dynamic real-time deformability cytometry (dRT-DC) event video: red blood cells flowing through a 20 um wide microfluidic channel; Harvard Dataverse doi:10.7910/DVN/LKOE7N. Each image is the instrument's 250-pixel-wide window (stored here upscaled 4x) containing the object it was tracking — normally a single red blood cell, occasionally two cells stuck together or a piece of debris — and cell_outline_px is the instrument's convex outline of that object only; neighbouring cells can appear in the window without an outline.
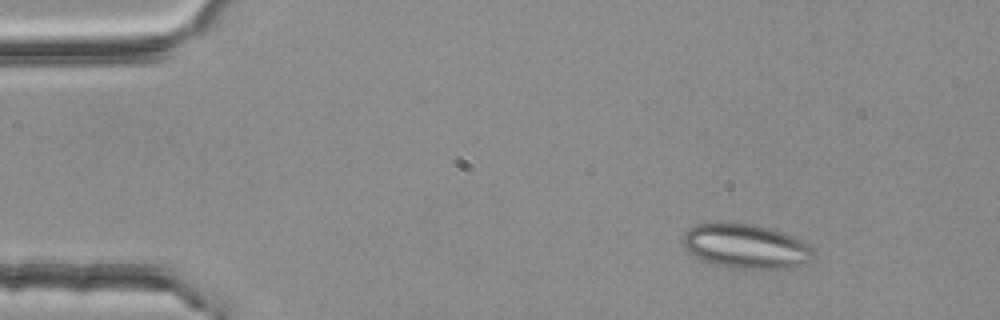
{"species": "common noctule bat (a hibernating species)", "species_latin": "Nyctalus noctula", "temperature_condition": "room temperature", "stored_images_in_passage": 47, "camera_frame_rate_fps": 3000, "um_per_image_px": 0.085, "animal": {"sex": "female", "body_mass_g": 25.1}, "frame": {"image": 1, "passage_image": 1, "time_ms": 0.0, "image_size_px": [1000, 320], "cell_outline_px": [[812, 260], [804, 264], [792, 268], [732, 268], [704, 260], [696, 256], [680, 240], [684, 232], [696, 224], [720, 220], [728, 220], [756, 224], [772, 228], [784, 232], [808, 244], [812, 252]], "centroid_in_image_um": [63.38, 20.87], "position_along_channel_um": 21.6, "area_um2": 34.16}}
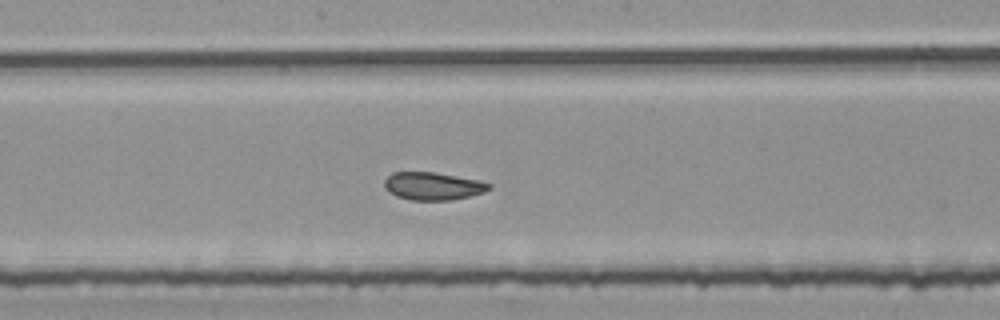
{"frame": {"image": 2, "passage_image": 23, "time_ms": 7.333, "image_size_px": [1000, 320], "cell_outline_px": [[492, 188], [484, 192], [468, 196], [448, 200], [408, 200], [396, 196], [388, 192], [384, 188], [384, 180], [392, 172], [432, 172], [456, 176], [476, 180], [492, 184]], "centroid_in_image_um": [36.75, 15.82], "position_along_channel_um": 211.5, "area_um2": 16.88}}
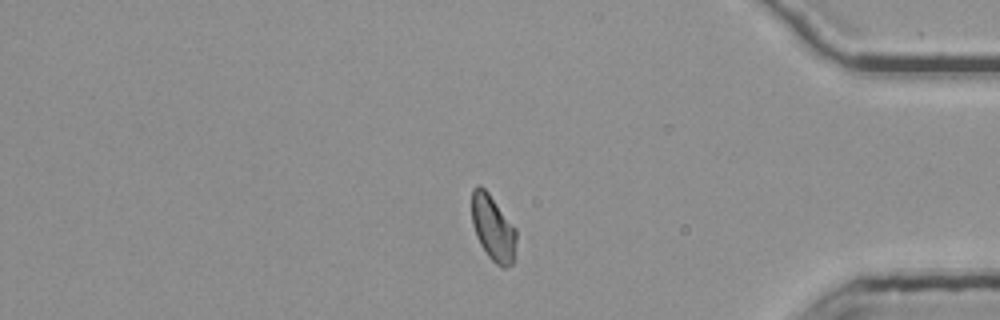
{"frame": {"image": 3, "passage_image": 40, "time_ms": 13.0, "image_size_px": [1000, 320], "cell_outline_px": [[516, 240], [512, 264], [504, 268], [496, 264], [488, 256], [480, 244], [476, 236], [472, 224], [472, 188], [476, 184], [480, 184], [488, 192], [516, 228]], "centroid_in_image_um": [41.89, 19.36], "position_along_channel_um": 393.3, "area_um2": 17.05}, "authors_computed_cell_mechanics": {"area_um2": 17.2244, "velocity_mm_per_s": 3.7512, "shape_relaxation_time_tau1_ms": null, "shape_relaxation_time_tau2_ms": 1.1293, "deformation_change_tau1": null, "deformation_change_tau2": 0.0754}}